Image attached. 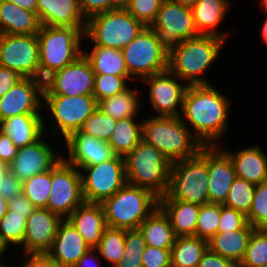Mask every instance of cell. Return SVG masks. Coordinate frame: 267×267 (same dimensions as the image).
Instances as JSON below:
<instances>
[{"label": "cell", "mask_w": 267, "mask_h": 267, "mask_svg": "<svg viewBox=\"0 0 267 267\" xmlns=\"http://www.w3.org/2000/svg\"><path fill=\"white\" fill-rule=\"evenodd\" d=\"M229 108L228 98L211 84L188 85L180 117L190 123V130L194 128L193 135L203 146H218L227 129Z\"/></svg>", "instance_id": "6da1fadb"}, {"label": "cell", "mask_w": 267, "mask_h": 267, "mask_svg": "<svg viewBox=\"0 0 267 267\" xmlns=\"http://www.w3.org/2000/svg\"><path fill=\"white\" fill-rule=\"evenodd\" d=\"M181 117L153 116L142 121V139L171 163L196 156L204 147Z\"/></svg>", "instance_id": "7a4b0ae2"}, {"label": "cell", "mask_w": 267, "mask_h": 267, "mask_svg": "<svg viewBox=\"0 0 267 267\" xmlns=\"http://www.w3.org/2000/svg\"><path fill=\"white\" fill-rule=\"evenodd\" d=\"M224 42L216 36L205 35L182 40L168 55V70L179 80H188L189 86L209 84L203 77L205 70L218 58Z\"/></svg>", "instance_id": "3957f363"}, {"label": "cell", "mask_w": 267, "mask_h": 267, "mask_svg": "<svg viewBox=\"0 0 267 267\" xmlns=\"http://www.w3.org/2000/svg\"><path fill=\"white\" fill-rule=\"evenodd\" d=\"M85 28L41 26L39 42V79L45 81L54 72L75 62L83 51L80 47Z\"/></svg>", "instance_id": "277c9868"}, {"label": "cell", "mask_w": 267, "mask_h": 267, "mask_svg": "<svg viewBox=\"0 0 267 267\" xmlns=\"http://www.w3.org/2000/svg\"><path fill=\"white\" fill-rule=\"evenodd\" d=\"M124 161L127 183L149 190L158 198L166 195L171 162L160 151L142 139Z\"/></svg>", "instance_id": "5b68a950"}, {"label": "cell", "mask_w": 267, "mask_h": 267, "mask_svg": "<svg viewBox=\"0 0 267 267\" xmlns=\"http://www.w3.org/2000/svg\"><path fill=\"white\" fill-rule=\"evenodd\" d=\"M101 204L108 227L131 230L139 229L159 206V198L149 190L126 183Z\"/></svg>", "instance_id": "8992f818"}, {"label": "cell", "mask_w": 267, "mask_h": 267, "mask_svg": "<svg viewBox=\"0 0 267 267\" xmlns=\"http://www.w3.org/2000/svg\"><path fill=\"white\" fill-rule=\"evenodd\" d=\"M159 200L209 203L207 146L194 157L171 163L168 191Z\"/></svg>", "instance_id": "52a82bcc"}, {"label": "cell", "mask_w": 267, "mask_h": 267, "mask_svg": "<svg viewBox=\"0 0 267 267\" xmlns=\"http://www.w3.org/2000/svg\"><path fill=\"white\" fill-rule=\"evenodd\" d=\"M145 27L126 9H113L88 18L84 35L94 45L122 50Z\"/></svg>", "instance_id": "ba28073f"}, {"label": "cell", "mask_w": 267, "mask_h": 267, "mask_svg": "<svg viewBox=\"0 0 267 267\" xmlns=\"http://www.w3.org/2000/svg\"><path fill=\"white\" fill-rule=\"evenodd\" d=\"M150 27L168 55L180 46L182 40L200 36L191 7L171 0L163 1Z\"/></svg>", "instance_id": "9c48e42d"}, {"label": "cell", "mask_w": 267, "mask_h": 267, "mask_svg": "<svg viewBox=\"0 0 267 267\" xmlns=\"http://www.w3.org/2000/svg\"><path fill=\"white\" fill-rule=\"evenodd\" d=\"M130 77L146 78L168 70V54L157 40L150 26L122 49Z\"/></svg>", "instance_id": "30bf717a"}, {"label": "cell", "mask_w": 267, "mask_h": 267, "mask_svg": "<svg viewBox=\"0 0 267 267\" xmlns=\"http://www.w3.org/2000/svg\"><path fill=\"white\" fill-rule=\"evenodd\" d=\"M84 202L81 172L62 158L51 169V189L46 208L67 219Z\"/></svg>", "instance_id": "8fae6325"}, {"label": "cell", "mask_w": 267, "mask_h": 267, "mask_svg": "<svg viewBox=\"0 0 267 267\" xmlns=\"http://www.w3.org/2000/svg\"><path fill=\"white\" fill-rule=\"evenodd\" d=\"M82 192L87 203H102L112 197L126 183L124 157L116 155L100 164L82 167Z\"/></svg>", "instance_id": "7c38bea8"}, {"label": "cell", "mask_w": 267, "mask_h": 267, "mask_svg": "<svg viewBox=\"0 0 267 267\" xmlns=\"http://www.w3.org/2000/svg\"><path fill=\"white\" fill-rule=\"evenodd\" d=\"M39 56L37 34L0 35V65L21 77L39 79Z\"/></svg>", "instance_id": "4fadbf2b"}, {"label": "cell", "mask_w": 267, "mask_h": 267, "mask_svg": "<svg viewBox=\"0 0 267 267\" xmlns=\"http://www.w3.org/2000/svg\"><path fill=\"white\" fill-rule=\"evenodd\" d=\"M47 110L55 119L53 129L59 130L64 139L81 129L86 119L97 109L98 102L93 95L43 96Z\"/></svg>", "instance_id": "5bb4252c"}, {"label": "cell", "mask_w": 267, "mask_h": 267, "mask_svg": "<svg viewBox=\"0 0 267 267\" xmlns=\"http://www.w3.org/2000/svg\"><path fill=\"white\" fill-rule=\"evenodd\" d=\"M94 77L90 62L81 55L75 62L54 72L44 81L43 96L93 95Z\"/></svg>", "instance_id": "9a60e30c"}, {"label": "cell", "mask_w": 267, "mask_h": 267, "mask_svg": "<svg viewBox=\"0 0 267 267\" xmlns=\"http://www.w3.org/2000/svg\"><path fill=\"white\" fill-rule=\"evenodd\" d=\"M178 77L169 70L143 79L149 85L151 105L163 117H180L183 110V98L188 85L178 81ZM180 106V107H177ZM180 108V109H178Z\"/></svg>", "instance_id": "2e32d148"}, {"label": "cell", "mask_w": 267, "mask_h": 267, "mask_svg": "<svg viewBox=\"0 0 267 267\" xmlns=\"http://www.w3.org/2000/svg\"><path fill=\"white\" fill-rule=\"evenodd\" d=\"M44 81L37 78H22L0 98V122L22 114H40Z\"/></svg>", "instance_id": "e0dca14e"}, {"label": "cell", "mask_w": 267, "mask_h": 267, "mask_svg": "<svg viewBox=\"0 0 267 267\" xmlns=\"http://www.w3.org/2000/svg\"><path fill=\"white\" fill-rule=\"evenodd\" d=\"M63 157L56 156L47 142L38 140L32 145L18 149L9 171L21 182L32 176L51 170Z\"/></svg>", "instance_id": "ac0fdd59"}, {"label": "cell", "mask_w": 267, "mask_h": 267, "mask_svg": "<svg viewBox=\"0 0 267 267\" xmlns=\"http://www.w3.org/2000/svg\"><path fill=\"white\" fill-rule=\"evenodd\" d=\"M68 159H63L76 168L89 167L100 164L116 156L112 146L80 130L73 132L66 139Z\"/></svg>", "instance_id": "d6986e66"}, {"label": "cell", "mask_w": 267, "mask_h": 267, "mask_svg": "<svg viewBox=\"0 0 267 267\" xmlns=\"http://www.w3.org/2000/svg\"><path fill=\"white\" fill-rule=\"evenodd\" d=\"M64 219L47 208H36L27 218L23 241L25 253H46Z\"/></svg>", "instance_id": "ffe728a7"}, {"label": "cell", "mask_w": 267, "mask_h": 267, "mask_svg": "<svg viewBox=\"0 0 267 267\" xmlns=\"http://www.w3.org/2000/svg\"><path fill=\"white\" fill-rule=\"evenodd\" d=\"M208 197L210 203L223 204L236 178L230 157L218 146H207Z\"/></svg>", "instance_id": "44dd1931"}, {"label": "cell", "mask_w": 267, "mask_h": 267, "mask_svg": "<svg viewBox=\"0 0 267 267\" xmlns=\"http://www.w3.org/2000/svg\"><path fill=\"white\" fill-rule=\"evenodd\" d=\"M90 249L82 235L67 220L62 221L50 249L46 252L60 267L73 265Z\"/></svg>", "instance_id": "7402d4cb"}, {"label": "cell", "mask_w": 267, "mask_h": 267, "mask_svg": "<svg viewBox=\"0 0 267 267\" xmlns=\"http://www.w3.org/2000/svg\"><path fill=\"white\" fill-rule=\"evenodd\" d=\"M37 16L41 26L86 28L79 0H38Z\"/></svg>", "instance_id": "603a6c76"}, {"label": "cell", "mask_w": 267, "mask_h": 267, "mask_svg": "<svg viewBox=\"0 0 267 267\" xmlns=\"http://www.w3.org/2000/svg\"><path fill=\"white\" fill-rule=\"evenodd\" d=\"M67 220L82 235L90 248H96L99 245L107 227L101 203L84 202L71 213Z\"/></svg>", "instance_id": "cb8c5ba5"}, {"label": "cell", "mask_w": 267, "mask_h": 267, "mask_svg": "<svg viewBox=\"0 0 267 267\" xmlns=\"http://www.w3.org/2000/svg\"><path fill=\"white\" fill-rule=\"evenodd\" d=\"M41 114H22L0 122V130L7 134L16 147L21 148L37 142L43 136L44 121Z\"/></svg>", "instance_id": "d4e9b609"}, {"label": "cell", "mask_w": 267, "mask_h": 267, "mask_svg": "<svg viewBox=\"0 0 267 267\" xmlns=\"http://www.w3.org/2000/svg\"><path fill=\"white\" fill-rule=\"evenodd\" d=\"M232 160L236 177L259 185L267 181V156L259 146L246 147L235 154L223 150Z\"/></svg>", "instance_id": "484cf974"}, {"label": "cell", "mask_w": 267, "mask_h": 267, "mask_svg": "<svg viewBox=\"0 0 267 267\" xmlns=\"http://www.w3.org/2000/svg\"><path fill=\"white\" fill-rule=\"evenodd\" d=\"M227 0H197L191 7L194 23L199 35L216 36L226 40L227 33H219L215 29L224 20L229 10Z\"/></svg>", "instance_id": "4316f807"}, {"label": "cell", "mask_w": 267, "mask_h": 267, "mask_svg": "<svg viewBox=\"0 0 267 267\" xmlns=\"http://www.w3.org/2000/svg\"><path fill=\"white\" fill-rule=\"evenodd\" d=\"M40 27L36 13L24 10L7 0H0L1 34H37Z\"/></svg>", "instance_id": "83f0119b"}, {"label": "cell", "mask_w": 267, "mask_h": 267, "mask_svg": "<svg viewBox=\"0 0 267 267\" xmlns=\"http://www.w3.org/2000/svg\"><path fill=\"white\" fill-rule=\"evenodd\" d=\"M254 230L248 223L237 231L218 232L208 240V249L239 265Z\"/></svg>", "instance_id": "f1b7e54d"}, {"label": "cell", "mask_w": 267, "mask_h": 267, "mask_svg": "<svg viewBox=\"0 0 267 267\" xmlns=\"http://www.w3.org/2000/svg\"><path fill=\"white\" fill-rule=\"evenodd\" d=\"M176 237L195 236L200 205L180 200H159Z\"/></svg>", "instance_id": "f546056e"}, {"label": "cell", "mask_w": 267, "mask_h": 267, "mask_svg": "<svg viewBox=\"0 0 267 267\" xmlns=\"http://www.w3.org/2000/svg\"><path fill=\"white\" fill-rule=\"evenodd\" d=\"M146 245L161 249H171L175 234L168 216L158 206L139 226Z\"/></svg>", "instance_id": "4dcf8cb0"}, {"label": "cell", "mask_w": 267, "mask_h": 267, "mask_svg": "<svg viewBox=\"0 0 267 267\" xmlns=\"http://www.w3.org/2000/svg\"><path fill=\"white\" fill-rule=\"evenodd\" d=\"M83 55L90 62L95 75L130 76L122 50L94 45L92 51Z\"/></svg>", "instance_id": "1f68e13d"}, {"label": "cell", "mask_w": 267, "mask_h": 267, "mask_svg": "<svg viewBox=\"0 0 267 267\" xmlns=\"http://www.w3.org/2000/svg\"><path fill=\"white\" fill-rule=\"evenodd\" d=\"M208 241L197 236H179L171 248V265L174 267H198Z\"/></svg>", "instance_id": "d6a6232c"}, {"label": "cell", "mask_w": 267, "mask_h": 267, "mask_svg": "<svg viewBox=\"0 0 267 267\" xmlns=\"http://www.w3.org/2000/svg\"><path fill=\"white\" fill-rule=\"evenodd\" d=\"M133 119L134 117L117 120L108 141L118 156L125 157L142 140V122L137 123Z\"/></svg>", "instance_id": "836d02e7"}, {"label": "cell", "mask_w": 267, "mask_h": 267, "mask_svg": "<svg viewBox=\"0 0 267 267\" xmlns=\"http://www.w3.org/2000/svg\"><path fill=\"white\" fill-rule=\"evenodd\" d=\"M97 108L115 120L135 117L139 109L137 91L129 87L117 95L101 99Z\"/></svg>", "instance_id": "e575fe53"}, {"label": "cell", "mask_w": 267, "mask_h": 267, "mask_svg": "<svg viewBox=\"0 0 267 267\" xmlns=\"http://www.w3.org/2000/svg\"><path fill=\"white\" fill-rule=\"evenodd\" d=\"M125 248V229L106 227L99 245L96 247L99 253L113 267L123 257Z\"/></svg>", "instance_id": "d590c367"}, {"label": "cell", "mask_w": 267, "mask_h": 267, "mask_svg": "<svg viewBox=\"0 0 267 267\" xmlns=\"http://www.w3.org/2000/svg\"><path fill=\"white\" fill-rule=\"evenodd\" d=\"M31 214H14L7 210L0 220V239L6 247L22 245L26 232L27 218Z\"/></svg>", "instance_id": "8d00e7d4"}, {"label": "cell", "mask_w": 267, "mask_h": 267, "mask_svg": "<svg viewBox=\"0 0 267 267\" xmlns=\"http://www.w3.org/2000/svg\"><path fill=\"white\" fill-rule=\"evenodd\" d=\"M51 189V170L22 182V193L36 208H46Z\"/></svg>", "instance_id": "74e56055"}, {"label": "cell", "mask_w": 267, "mask_h": 267, "mask_svg": "<svg viewBox=\"0 0 267 267\" xmlns=\"http://www.w3.org/2000/svg\"><path fill=\"white\" fill-rule=\"evenodd\" d=\"M255 187L256 185L247 180L236 177L222 205L247 215L252 206Z\"/></svg>", "instance_id": "f35d334b"}, {"label": "cell", "mask_w": 267, "mask_h": 267, "mask_svg": "<svg viewBox=\"0 0 267 267\" xmlns=\"http://www.w3.org/2000/svg\"><path fill=\"white\" fill-rule=\"evenodd\" d=\"M264 265H267V233L263 229H255L238 267H261Z\"/></svg>", "instance_id": "ab89813d"}, {"label": "cell", "mask_w": 267, "mask_h": 267, "mask_svg": "<svg viewBox=\"0 0 267 267\" xmlns=\"http://www.w3.org/2000/svg\"><path fill=\"white\" fill-rule=\"evenodd\" d=\"M221 216V204L206 203L200 205L195 236L208 241L218 233Z\"/></svg>", "instance_id": "60d3db41"}, {"label": "cell", "mask_w": 267, "mask_h": 267, "mask_svg": "<svg viewBox=\"0 0 267 267\" xmlns=\"http://www.w3.org/2000/svg\"><path fill=\"white\" fill-rule=\"evenodd\" d=\"M117 120L98 108L86 119L80 131L97 139L108 142L115 130Z\"/></svg>", "instance_id": "b9f144b4"}, {"label": "cell", "mask_w": 267, "mask_h": 267, "mask_svg": "<svg viewBox=\"0 0 267 267\" xmlns=\"http://www.w3.org/2000/svg\"><path fill=\"white\" fill-rule=\"evenodd\" d=\"M246 216L253 228L267 227V181L256 185L252 206Z\"/></svg>", "instance_id": "7bdbcfd3"}, {"label": "cell", "mask_w": 267, "mask_h": 267, "mask_svg": "<svg viewBox=\"0 0 267 267\" xmlns=\"http://www.w3.org/2000/svg\"><path fill=\"white\" fill-rule=\"evenodd\" d=\"M127 78L130 76H114V75H95L94 77V90L93 96L96 101L101 99L117 95L123 92L129 86H127Z\"/></svg>", "instance_id": "ee69618b"}, {"label": "cell", "mask_w": 267, "mask_h": 267, "mask_svg": "<svg viewBox=\"0 0 267 267\" xmlns=\"http://www.w3.org/2000/svg\"><path fill=\"white\" fill-rule=\"evenodd\" d=\"M164 0H132L126 10L145 26H150L155 20Z\"/></svg>", "instance_id": "f6af8a7d"}, {"label": "cell", "mask_w": 267, "mask_h": 267, "mask_svg": "<svg viewBox=\"0 0 267 267\" xmlns=\"http://www.w3.org/2000/svg\"><path fill=\"white\" fill-rule=\"evenodd\" d=\"M248 224L247 216L221 204L218 232L237 231Z\"/></svg>", "instance_id": "bcb514c9"}, {"label": "cell", "mask_w": 267, "mask_h": 267, "mask_svg": "<svg viewBox=\"0 0 267 267\" xmlns=\"http://www.w3.org/2000/svg\"><path fill=\"white\" fill-rule=\"evenodd\" d=\"M171 265V249L146 245L142 256V267H168Z\"/></svg>", "instance_id": "7dc6e473"}, {"label": "cell", "mask_w": 267, "mask_h": 267, "mask_svg": "<svg viewBox=\"0 0 267 267\" xmlns=\"http://www.w3.org/2000/svg\"><path fill=\"white\" fill-rule=\"evenodd\" d=\"M146 247L140 229L125 230V248L123 256L142 257Z\"/></svg>", "instance_id": "c3c4849f"}, {"label": "cell", "mask_w": 267, "mask_h": 267, "mask_svg": "<svg viewBox=\"0 0 267 267\" xmlns=\"http://www.w3.org/2000/svg\"><path fill=\"white\" fill-rule=\"evenodd\" d=\"M83 16L88 19L96 14L114 9L112 0H79Z\"/></svg>", "instance_id": "681fc988"}, {"label": "cell", "mask_w": 267, "mask_h": 267, "mask_svg": "<svg viewBox=\"0 0 267 267\" xmlns=\"http://www.w3.org/2000/svg\"><path fill=\"white\" fill-rule=\"evenodd\" d=\"M18 149L10 137L0 130V162L9 165L16 157Z\"/></svg>", "instance_id": "f907efd6"}, {"label": "cell", "mask_w": 267, "mask_h": 267, "mask_svg": "<svg viewBox=\"0 0 267 267\" xmlns=\"http://www.w3.org/2000/svg\"><path fill=\"white\" fill-rule=\"evenodd\" d=\"M8 210L13 211L14 214H32L36 207L29 201L25 195L19 194L11 197L8 200Z\"/></svg>", "instance_id": "816d5d0a"}, {"label": "cell", "mask_w": 267, "mask_h": 267, "mask_svg": "<svg viewBox=\"0 0 267 267\" xmlns=\"http://www.w3.org/2000/svg\"><path fill=\"white\" fill-rule=\"evenodd\" d=\"M198 267H238V265L233 261L207 249L202 256Z\"/></svg>", "instance_id": "f5cc1de1"}, {"label": "cell", "mask_w": 267, "mask_h": 267, "mask_svg": "<svg viewBox=\"0 0 267 267\" xmlns=\"http://www.w3.org/2000/svg\"><path fill=\"white\" fill-rule=\"evenodd\" d=\"M22 78L16 71L0 65V98Z\"/></svg>", "instance_id": "db71d44e"}, {"label": "cell", "mask_w": 267, "mask_h": 267, "mask_svg": "<svg viewBox=\"0 0 267 267\" xmlns=\"http://www.w3.org/2000/svg\"><path fill=\"white\" fill-rule=\"evenodd\" d=\"M21 267H60L47 253H26Z\"/></svg>", "instance_id": "11a10c76"}, {"label": "cell", "mask_w": 267, "mask_h": 267, "mask_svg": "<svg viewBox=\"0 0 267 267\" xmlns=\"http://www.w3.org/2000/svg\"><path fill=\"white\" fill-rule=\"evenodd\" d=\"M20 192H22V182L9 171L4 178L0 194L8 201Z\"/></svg>", "instance_id": "9f6ffc18"}, {"label": "cell", "mask_w": 267, "mask_h": 267, "mask_svg": "<svg viewBox=\"0 0 267 267\" xmlns=\"http://www.w3.org/2000/svg\"><path fill=\"white\" fill-rule=\"evenodd\" d=\"M96 251V248H90L74 265L73 267H94V263H96L95 254L93 252ZM93 265H92V262ZM97 264V263H96ZM95 267H100V265H95Z\"/></svg>", "instance_id": "6f0895ef"}, {"label": "cell", "mask_w": 267, "mask_h": 267, "mask_svg": "<svg viewBox=\"0 0 267 267\" xmlns=\"http://www.w3.org/2000/svg\"><path fill=\"white\" fill-rule=\"evenodd\" d=\"M113 267H142V257L123 256Z\"/></svg>", "instance_id": "680465c9"}, {"label": "cell", "mask_w": 267, "mask_h": 267, "mask_svg": "<svg viewBox=\"0 0 267 267\" xmlns=\"http://www.w3.org/2000/svg\"><path fill=\"white\" fill-rule=\"evenodd\" d=\"M16 6L24 9L29 10L37 14V2L38 0H7Z\"/></svg>", "instance_id": "91938a15"}, {"label": "cell", "mask_w": 267, "mask_h": 267, "mask_svg": "<svg viewBox=\"0 0 267 267\" xmlns=\"http://www.w3.org/2000/svg\"><path fill=\"white\" fill-rule=\"evenodd\" d=\"M8 172L9 165L0 162V190H2L3 181Z\"/></svg>", "instance_id": "94428289"}, {"label": "cell", "mask_w": 267, "mask_h": 267, "mask_svg": "<svg viewBox=\"0 0 267 267\" xmlns=\"http://www.w3.org/2000/svg\"><path fill=\"white\" fill-rule=\"evenodd\" d=\"M132 0H112L114 9H126Z\"/></svg>", "instance_id": "6125c7cd"}, {"label": "cell", "mask_w": 267, "mask_h": 267, "mask_svg": "<svg viewBox=\"0 0 267 267\" xmlns=\"http://www.w3.org/2000/svg\"><path fill=\"white\" fill-rule=\"evenodd\" d=\"M8 201L0 194V220L8 210Z\"/></svg>", "instance_id": "be15d7a7"}, {"label": "cell", "mask_w": 267, "mask_h": 267, "mask_svg": "<svg viewBox=\"0 0 267 267\" xmlns=\"http://www.w3.org/2000/svg\"><path fill=\"white\" fill-rule=\"evenodd\" d=\"M171 1L179 3L181 5L192 7L197 0H171Z\"/></svg>", "instance_id": "e7e4bbea"}, {"label": "cell", "mask_w": 267, "mask_h": 267, "mask_svg": "<svg viewBox=\"0 0 267 267\" xmlns=\"http://www.w3.org/2000/svg\"><path fill=\"white\" fill-rule=\"evenodd\" d=\"M264 10L266 11V15H267V10L265 8ZM261 33H262L263 40L265 41V44H266L267 43V17H266V20L264 21Z\"/></svg>", "instance_id": "03108f58"}, {"label": "cell", "mask_w": 267, "mask_h": 267, "mask_svg": "<svg viewBox=\"0 0 267 267\" xmlns=\"http://www.w3.org/2000/svg\"><path fill=\"white\" fill-rule=\"evenodd\" d=\"M7 250V247L3 244V242L0 239V256L4 253V251ZM0 265H4L3 263L0 262Z\"/></svg>", "instance_id": "003e7915"}, {"label": "cell", "mask_w": 267, "mask_h": 267, "mask_svg": "<svg viewBox=\"0 0 267 267\" xmlns=\"http://www.w3.org/2000/svg\"><path fill=\"white\" fill-rule=\"evenodd\" d=\"M262 1V5L263 7L262 8H265L267 10V0H261Z\"/></svg>", "instance_id": "a7ac6f4b"}, {"label": "cell", "mask_w": 267, "mask_h": 267, "mask_svg": "<svg viewBox=\"0 0 267 267\" xmlns=\"http://www.w3.org/2000/svg\"><path fill=\"white\" fill-rule=\"evenodd\" d=\"M263 230L267 233V227L263 228Z\"/></svg>", "instance_id": "89a4df30"}]
</instances>
